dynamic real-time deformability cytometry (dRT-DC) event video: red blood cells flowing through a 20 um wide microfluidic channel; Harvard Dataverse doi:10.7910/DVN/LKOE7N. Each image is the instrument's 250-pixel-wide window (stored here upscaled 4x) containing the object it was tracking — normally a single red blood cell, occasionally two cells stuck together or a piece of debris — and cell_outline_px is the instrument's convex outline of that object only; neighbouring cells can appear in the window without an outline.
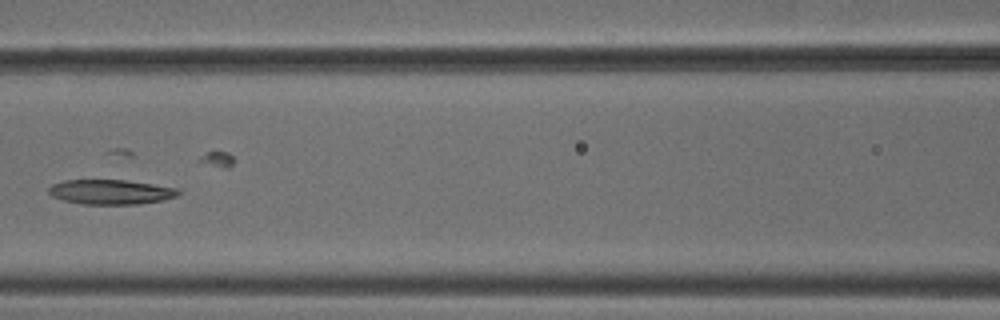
{"species": "common noctule bat (a hibernating species)", "species_latin": "Nyctalus noctula", "temperature_condition": "cold", "stored_images_in_passage": 10, "camera_frame_rate_fps": 3000, "um_per_image_px": 0.085, "animal": {"sex": "male", "body_mass_g": 18.8}, "frame": {"image": 1, "passage_image": 7, "time_ms": 2.0, "image_size_px": [1000, 320], "cell_outline_px": [[184, 192], [176, 196], [164, 200], [140, 204], [80, 204], [64, 200], [52, 196], [48, 192], [48, 188], [52, 184], [64, 180], [124, 180], [180, 188]], "centroid_in_image_um": [9.46, 16.32], "position_along_channel_um": 157.1, "area_um2": 18.84}}